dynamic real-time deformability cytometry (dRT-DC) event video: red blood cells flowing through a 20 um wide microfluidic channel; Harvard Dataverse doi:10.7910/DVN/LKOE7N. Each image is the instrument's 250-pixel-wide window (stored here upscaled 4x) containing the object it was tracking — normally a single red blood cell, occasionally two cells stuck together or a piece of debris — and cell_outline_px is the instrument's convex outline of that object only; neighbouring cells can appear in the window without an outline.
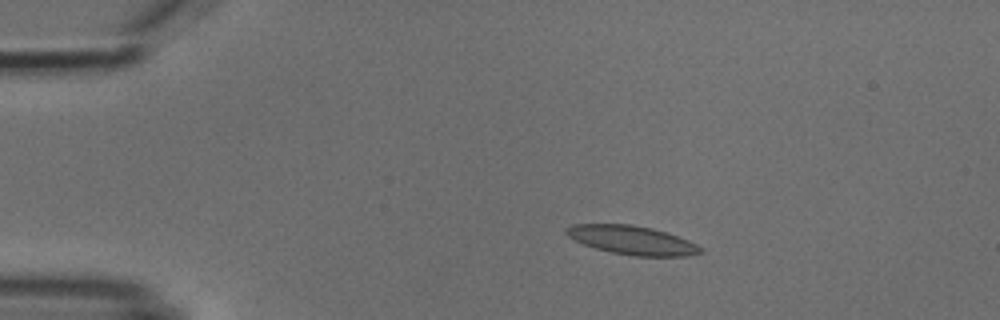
{"species": "common noctule bat (a hibernating species)", "species_latin": "Nyctalus noctula", "temperature_condition": "cold", "stored_images_in_passage": 7, "camera_frame_rate_fps": 3000, "um_per_image_px": 0.085, "animal": {"sex": "male", "body_mass_g": 18.8}, "frame": {"image": 1, "passage_image": 3, "time_ms": 3.333, "image_size_px": [1000, 320], "cell_outline_px": [[704, 252], [688, 256], [632, 256], [612, 252], [596, 248], [584, 244], [568, 236], [564, 232], [564, 228], [572, 224], [632, 224], [652, 228], [668, 232], [688, 240], [704, 248]], "centroid_in_image_um": [53.76, 20.41], "position_along_channel_um": 31.2, "area_um2": 22.66}}
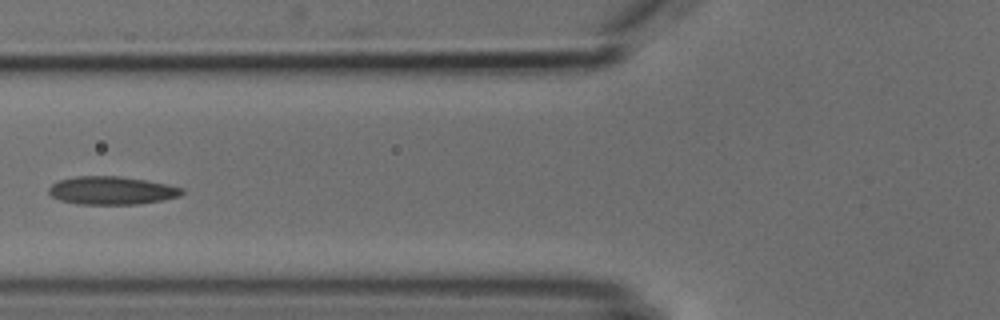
{"frame": {"image": 2, "passage_image": 6, "time_ms": 7.0, "image_size_px": [1000, 320], "cell_outline_px": [[184, 192], [180, 196], [164, 200], [136, 204], [80, 204], [60, 200], [52, 196], [48, 192], [48, 188], [52, 184], [60, 180], [76, 176], [120, 176], [168, 184], [184, 188]], "centroid_in_image_um": [9.52, 16.19], "position_along_channel_um": 116.3, "area_um2": 21.79}}
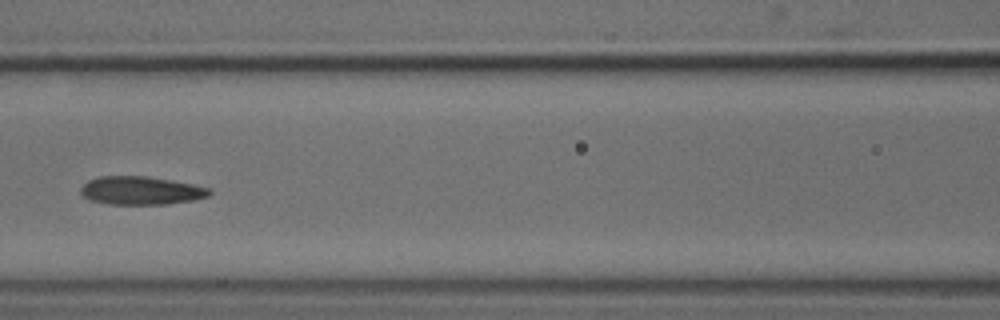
{"frame": {"image": 3, "passage_image": 7, "time_ms": 8.0, "image_size_px": [1000, 320], "cell_outline_px": [[212, 192], [208, 196], [192, 200], [168, 204], [108, 204], [88, 200], [80, 192], [80, 188], [88, 180], [100, 176], [148, 176], [172, 180], [212, 188]], "centroid_in_image_um": [11.98, 16.19], "position_along_channel_um": 154.6, "area_um2": 21.33}}